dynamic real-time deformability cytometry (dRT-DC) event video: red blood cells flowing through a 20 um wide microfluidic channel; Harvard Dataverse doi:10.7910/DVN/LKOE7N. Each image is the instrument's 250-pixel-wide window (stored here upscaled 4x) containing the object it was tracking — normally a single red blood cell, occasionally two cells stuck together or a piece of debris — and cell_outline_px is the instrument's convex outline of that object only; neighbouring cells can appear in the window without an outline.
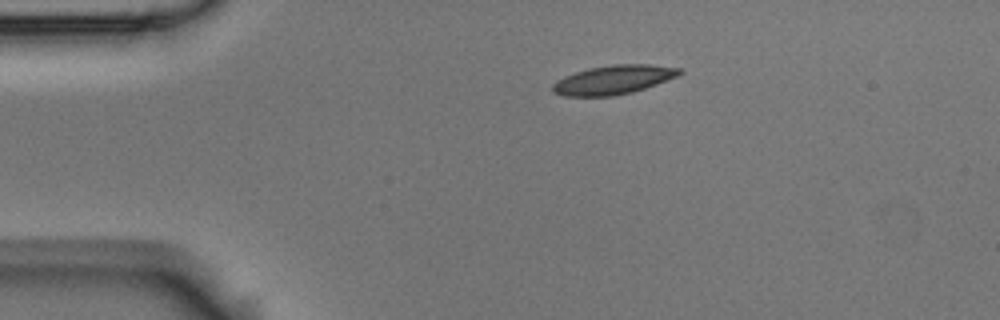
{"species": "Egyptian fruit bat (a non-hibernating species)", "species_latin": "Rousettus aegyptiacus", "temperature_condition": "room temperature", "stored_images_in_passage": 3, "camera_frame_rate_fps": 3000, "um_per_image_px": 0.085, "animal": {"sex": "male"}, "frame": {"image": 1, "passage_image": 1, "time_ms": 0.0, "image_size_px": [1000, 320], "cell_outline_px": [[684, 72], [676, 76], [656, 84], [632, 92], [612, 96], [564, 96], [552, 92], [552, 84], [556, 80], [564, 76], [588, 68], [612, 64], [648, 64], [680, 68]], "centroid_in_image_um": [52.1, 6.78], "position_along_channel_um": 32.9, "area_um2": 21.39}}
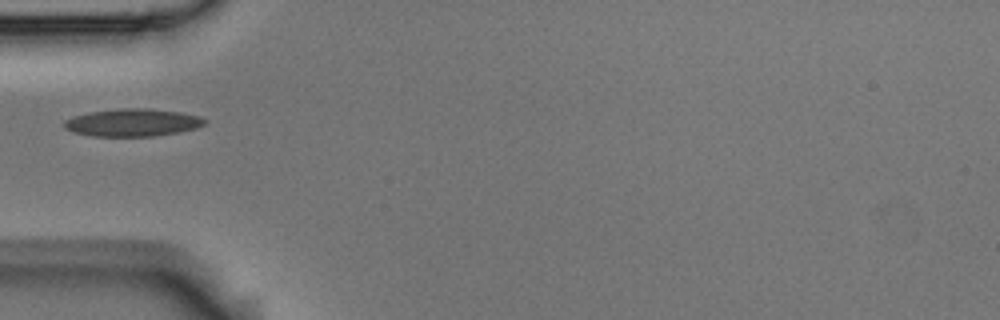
{"frame": {"image": 2, "passage_image": 3, "time_ms": 0.667, "image_size_px": [1000, 320], "cell_outline_px": [[208, 124], [196, 128], [180, 132], [152, 136], [92, 136], [72, 132], [64, 128], [64, 120], [72, 116], [88, 112], [120, 108], [148, 108], [180, 112], [200, 116], [208, 120]], "centroid_in_image_um": [11.28, 10.41], "position_along_channel_um": 73.7, "area_um2": 22.89}}